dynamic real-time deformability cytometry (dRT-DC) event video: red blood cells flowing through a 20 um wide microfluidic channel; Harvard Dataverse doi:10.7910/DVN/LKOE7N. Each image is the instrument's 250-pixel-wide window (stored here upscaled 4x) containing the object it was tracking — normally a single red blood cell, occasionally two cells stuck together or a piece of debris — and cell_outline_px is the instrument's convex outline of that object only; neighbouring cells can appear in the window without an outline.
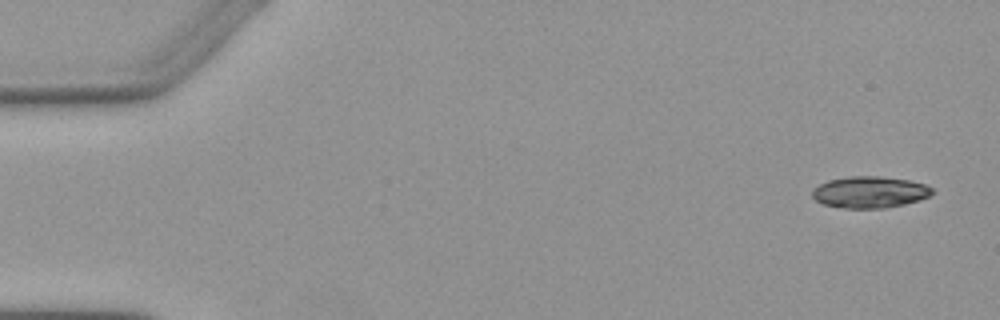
{"species": "Egyptian fruit bat (a non-hibernating species)", "species_latin": "Rousettus aegyptiacus", "temperature_condition": "warm", "stored_images_in_passage": 4, "camera_frame_rate_fps": 3000, "um_per_image_px": 0.085, "animal": {"sex": "female"}, "frame": {"image": 1, "passage_image": 1, "time_ms": 0.0, "image_size_px": [1000, 320], "cell_outline_px": [[936, 192], [920, 200], [904, 204], [884, 208], [844, 208], [824, 204], [816, 200], [812, 196], [812, 188], [828, 180], [848, 176], [880, 176], [908, 180], [924, 184], [932, 188]], "centroid_in_image_um": [73.93, 16.32], "position_along_channel_um": 11.1, "area_um2": 22.08}}
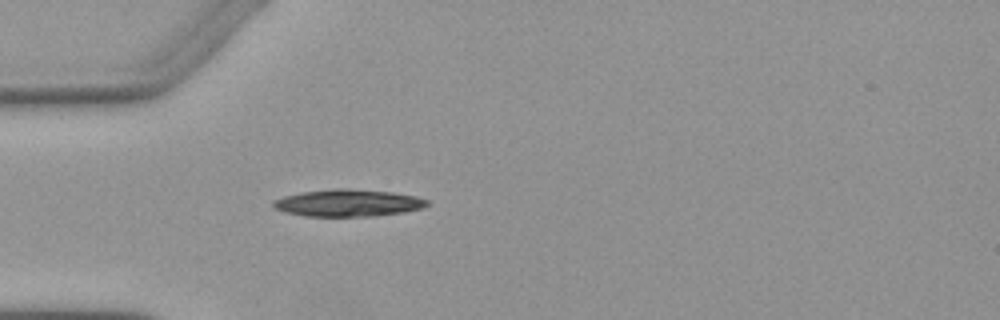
{"frame": {"image": 2, "passage_image": 4, "time_ms": 4.333, "image_size_px": [1000, 320], "cell_outline_px": [[428, 204], [424, 208], [404, 212], [372, 216], [304, 216], [284, 212], [272, 208], [272, 200], [284, 196], [300, 192], [336, 188], [348, 188], [392, 192], [416, 196], [428, 200]], "centroid_in_image_um": [29.55, 17.25], "position_along_channel_um": 55.5, "area_um2": 24.51}}